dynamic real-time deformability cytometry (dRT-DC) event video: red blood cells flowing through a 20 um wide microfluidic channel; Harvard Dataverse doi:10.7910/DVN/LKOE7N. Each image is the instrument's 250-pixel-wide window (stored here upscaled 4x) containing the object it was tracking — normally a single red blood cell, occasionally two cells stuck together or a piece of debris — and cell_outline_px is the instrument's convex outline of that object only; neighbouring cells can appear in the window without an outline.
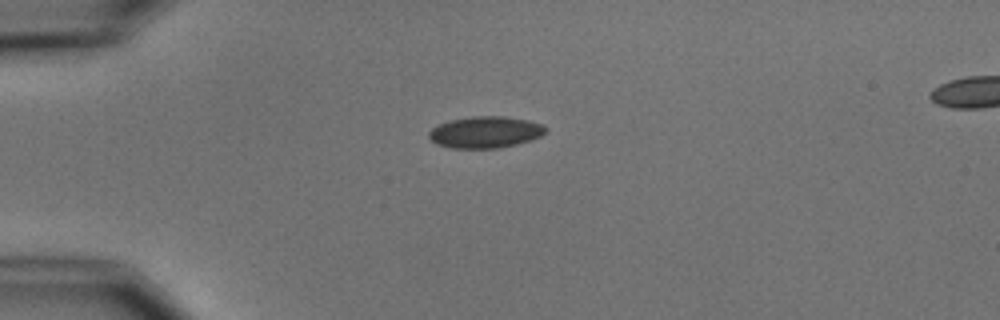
{"species": "common noctule bat (a hibernating species)", "species_latin": "Nyctalus noctula", "temperature_condition": "cold", "stored_images_in_passage": 6, "camera_frame_rate_fps": 3000, "um_per_image_px": 0.085, "animal": {"sex": "male", "body_mass_g": 15.6}, "frame": {"image": 1, "passage_image": 1, "time_ms": 0.0, "image_size_px": [1000, 320], "cell_outline_px": [[548, 132], [532, 140], [500, 148], [452, 148], [436, 144], [428, 136], [428, 132], [432, 128], [440, 124], [452, 120], [472, 116], [504, 116], [528, 120], [540, 124], [548, 128]], "centroid_in_image_um": [41.28, 11.24], "position_along_channel_um": 43.7, "area_um2": 21.5}}
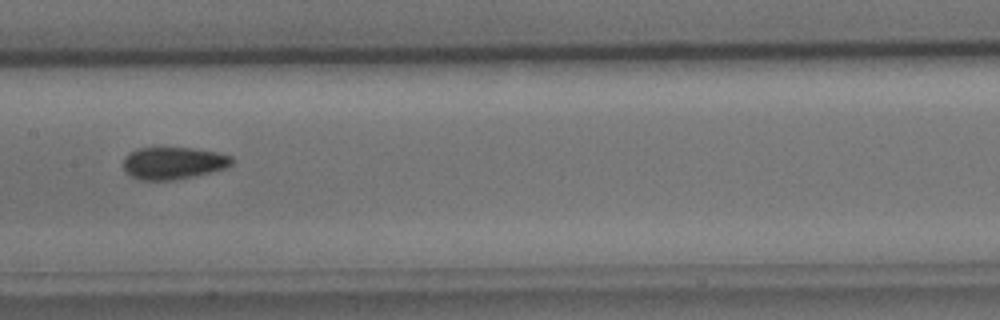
{"frame": {"image": 2, "passage_image": 5, "time_ms": 4.667, "image_size_px": [1000, 320], "cell_outline_px": [[232, 164], [224, 168], [176, 180], [140, 180], [132, 176], [124, 168], [124, 156], [128, 152], [136, 148], [192, 148], [216, 152], [232, 156]], "centroid_in_image_um": [14.7, 13.85], "position_along_channel_um": 192.7, "area_um2": 20.17}}
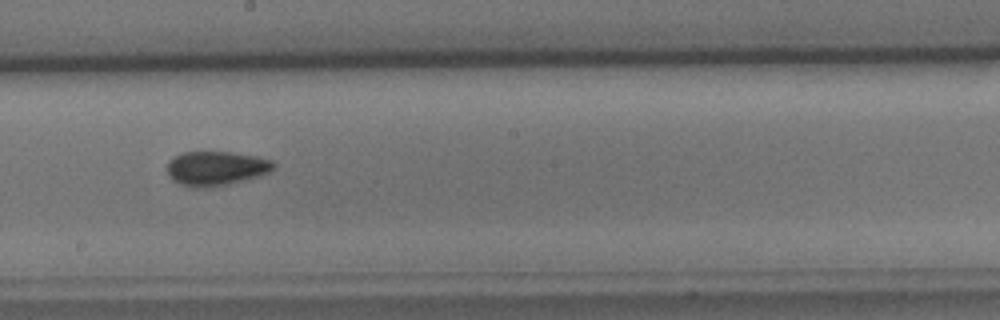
{"frame": {"image": 3, "passage_image": 6, "time_ms": 5.667, "image_size_px": [1000, 320], "cell_outline_px": [[276, 168], [260, 176], [228, 184], [204, 188], [196, 188], [180, 184], [172, 180], [168, 176], [168, 160], [172, 156], [180, 152], [232, 152], [256, 156], [272, 160], [276, 164]], "centroid_in_image_um": [18.35, 14.3], "position_along_channel_um": 229.8, "area_um2": 21.56}}